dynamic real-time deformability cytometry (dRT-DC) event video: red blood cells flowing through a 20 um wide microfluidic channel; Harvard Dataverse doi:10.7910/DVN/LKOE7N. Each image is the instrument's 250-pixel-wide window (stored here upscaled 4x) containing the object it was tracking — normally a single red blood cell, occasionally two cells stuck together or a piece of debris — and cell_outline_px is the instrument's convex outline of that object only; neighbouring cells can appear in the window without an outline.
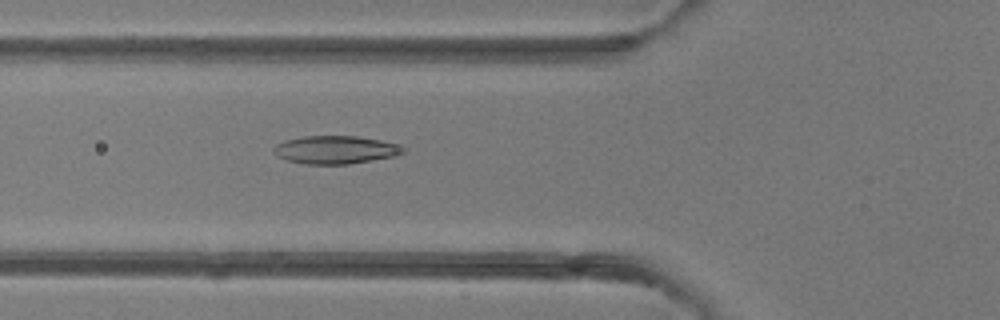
{"species": "common noctule bat (a hibernating species)", "species_latin": "Nyctalus noctula", "temperature_condition": "room temperature", "stored_images_in_passage": 49, "camera_frame_rate_fps": 3000, "um_per_image_px": 0.085, "animal": {"sex": "female"}, "frame": {"image": 1, "passage_image": 18, "time_ms": 5.667, "image_size_px": [1000, 320], "cell_outline_px": [[404, 152], [392, 156], [372, 160], [348, 164], [304, 164], [288, 160], [276, 156], [272, 152], [272, 148], [276, 144], [284, 140], [304, 136], [360, 136], [380, 140], [396, 144], [404, 148]], "centroid_in_image_um": [28.44, 12.72], "position_along_channel_um": 97.4, "area_um2": 21.1}}
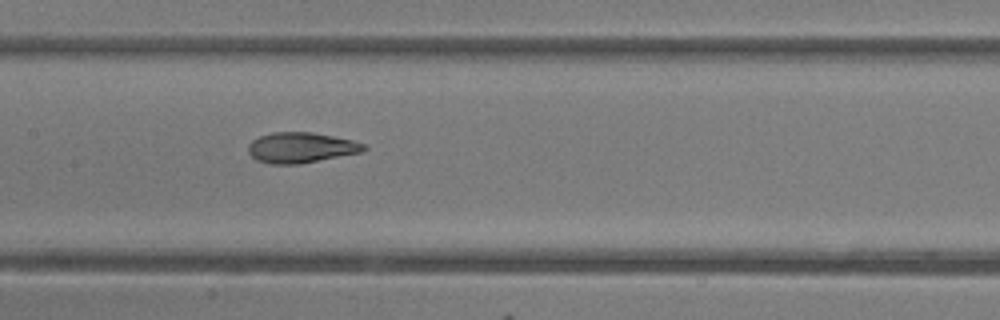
{"frame": {"image": 2, "passage_image": 24, "time_ms": 7.667, "image_size_px": [1000, 320], "cell_outline_px": [[368, 148], [360, 152], [300, 164], [268, 164], [256, 160], [248, 152], [248, 144], [252, 140], [260, 136], [272, 132], [312, 132], [352, 140], [368, 144]], "centroid_in_image_um": [25.57, 12.55], "position_along_channel_um": 181.8, "area_um2": 20.58}}
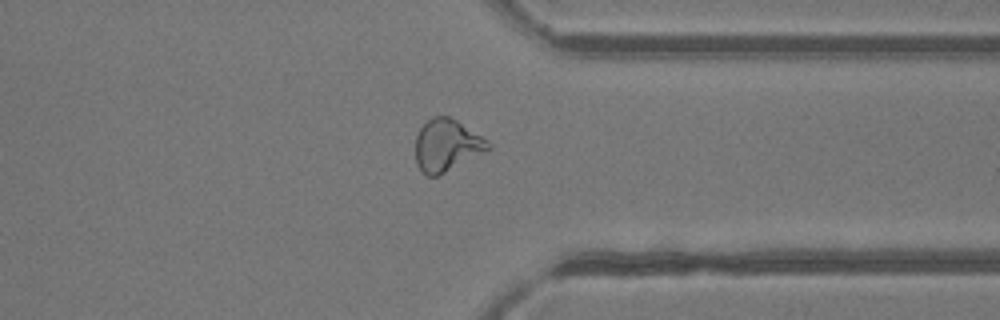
{"frame": {"image": 3, "passage_image": 38, "time_ms": 12.333, "image_size_px": [1000, 320], "cell_outline_px": [[492, 148], [436, 176], [428, 176], [416, 164], [416, 136], [420, 128], [432, 116], [448, 116], [456, 120], [488, 140], [492, 144]], "centroid_in_image_um": [37.97, 12.33], "position_along_channel_um": 373.4, "area_um2": 21.68}, "authors_computed_cell_mechanics": {"area_um2": 21.964, "velocity_mm_per_s": 4.1875, "shape_relaxation_time_tau1_ms": 10.1394, "shape_relaxation_time_tau2_ms": 1.2767, "deformation_change_tau1": 0.2763, "deformation_change_tau2": 0.0749}}